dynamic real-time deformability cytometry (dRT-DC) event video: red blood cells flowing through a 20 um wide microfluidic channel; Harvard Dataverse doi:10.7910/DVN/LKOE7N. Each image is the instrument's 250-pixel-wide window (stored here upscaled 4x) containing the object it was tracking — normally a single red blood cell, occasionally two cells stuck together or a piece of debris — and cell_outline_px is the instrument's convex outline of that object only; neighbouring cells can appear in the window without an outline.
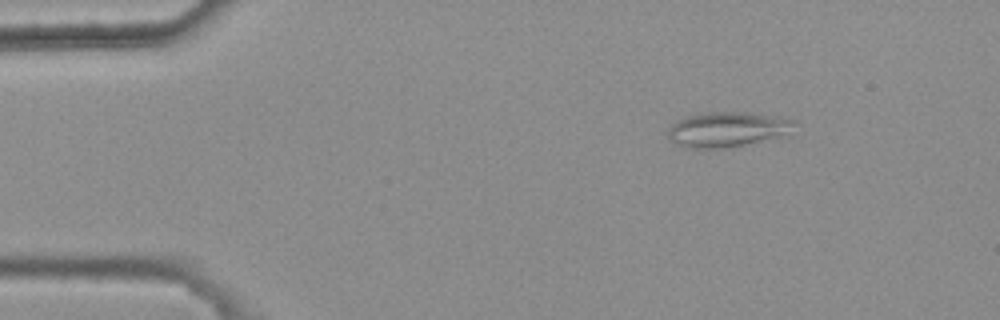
{"species": "common noctule bat (a hibernating species)", "species_latin": "Nyctalus noctula", "temperature_condition": "warm", "stored_images_in_passage": 4, "camera_frame_rate_fps": 3000, "um_per_image_px": 0.085, "animal": {"sex": "female", "body_mass_g": 25.1}, "frame": {"image": 1, "passage_image": 1, "time_ms": 0.0, "image_size_px": [1000, 320], "cell_outline_px": [[796, 120], [780, 136], [744, 144], [724, 148], [688, 148], [672, 140], [668, 136], [668, 128], [672, 124], [688, 116], [704, 112], [744, 112], [772, 116]], "centroid_in_image_um": [61.73, 10.99], "position_along_channel_um": 23.3, "area_um2": 24.85}}